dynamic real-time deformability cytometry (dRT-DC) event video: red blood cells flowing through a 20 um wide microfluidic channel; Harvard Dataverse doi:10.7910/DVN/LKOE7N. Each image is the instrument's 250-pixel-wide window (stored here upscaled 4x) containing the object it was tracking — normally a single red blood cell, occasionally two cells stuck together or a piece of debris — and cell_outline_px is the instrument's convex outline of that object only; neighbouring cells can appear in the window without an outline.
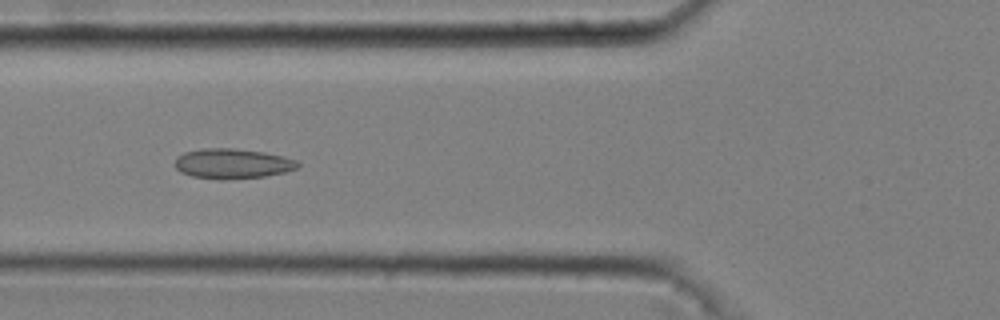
{"species": "common noctule bat (a hibernating species)", "species_latin": "Nyctalus noctula", "temperature_condition": "cold", "stored_images_in_passage": 44, "camera_frame_rate_fps": 3000, "um_per_image_px": 0.085, "animal": {"sex": "male", "body_mass_g": 20.4}, "frame": {"image": 1, "passage_image": 12, "time_ms": 3.667, "image_size_px": [1000, 320], "cell_outline_px": [[300, 164], [296, 168], [284, 172], [264, 176], [220, 180], [192, 176], [180, 172], [176, 168], [176, 156], [184, 152], [204, 148], [236, 148], [264, 152], [284, 156], [296, 160]], "centroid_in_image_um": [19.74, 13.9], "position_along_channel_um": 106.1, "area_um2": 21.5}}
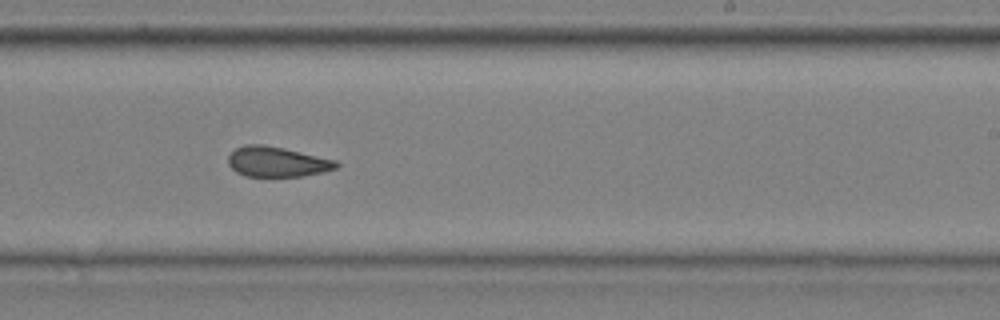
{"frame": {"image": 2, "passage_image": 25, "time_ms": 8.0, "image_size_px": [1000, 320], "cell_outline_px": [[340, 164], [336, 168], [324, 172], [300, 176], [244, 176], [236, 172], [228, 164], [228, 156], [236, 148], [244, 144], [264, 144], [284, 148], [336, 160]], "centroid_in_image_um": [23.54, 13.74], "position_along_channel_um": 265.5, "area_um2": 19.02}}
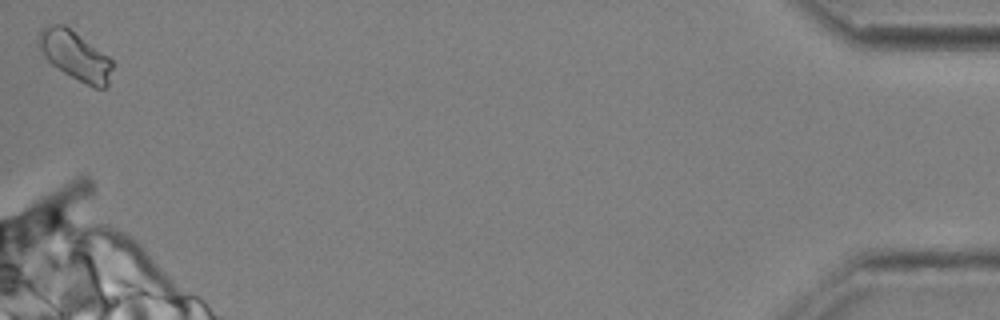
{"frame": {"image": 3, "passage_image": 44, "time_ms": 14.333, "image_size_px": [1000, 320], "cell_outline_px": [[112, 68], [108, 84], [104, 88], [96, 88], [64, 72], [52, 64], [44, 56], [36, 44], [36, 36], [40, 28], [48, 24], [64, 24], [108, 56], [112, 60]], "centroid_in_image_um": [6.32, 4.67], "position_along_channel_um": 428.9, "area_um2": 20.92}, "authors_computed_cell_mechanics": {"area_um2": 19.6231, "velocity_mm_per_s": 3.679, "shape_relaxation_time_tau1_ms": null, "shape_relaxation_time_tau2_ms": 3.3754, "deformation_change_tau1": null, "deformation_change_tau2": 0.0951}}